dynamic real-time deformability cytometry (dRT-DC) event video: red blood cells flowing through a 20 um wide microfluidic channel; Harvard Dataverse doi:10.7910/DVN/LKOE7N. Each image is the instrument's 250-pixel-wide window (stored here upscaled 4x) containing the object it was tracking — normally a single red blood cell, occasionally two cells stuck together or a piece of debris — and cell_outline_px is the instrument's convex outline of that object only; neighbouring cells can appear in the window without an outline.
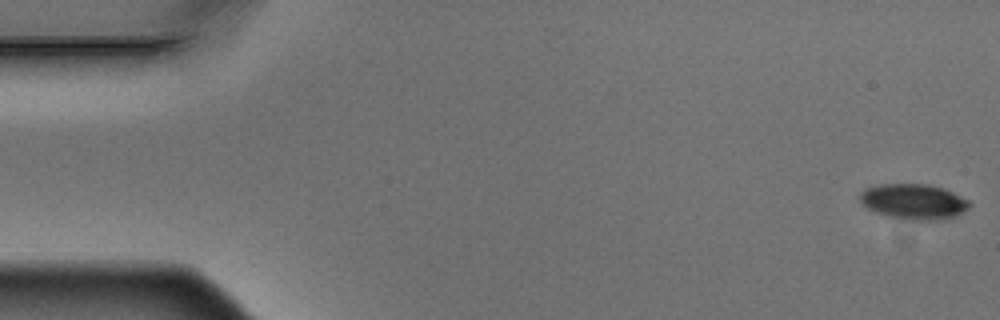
{"species": "Egyptian fruit bat (a non-hibernating species)", "species_latin": "Rousettus aegyptiacus", "temperature_condition": "warm", "stored_images_in_passage": 5, "camera_frame_rate_fps": 3000, "um_per_image_px": 0.085, "animal": {"sex": "male"}, "frame": {"image": 1, "passage_image": 1, "time_ms": 0.0, "image_size_px": [1000, 320], "cell_outline_px": [[972, 204], [964, 212], [956, 216], [936, 220], [908, 220], [888, 216], [876, 212], [868, 208], [860, 200], [860, 192], [864, 188], [880, 184], [928, 184], [944, 188], [968, 200]], "centroid_in_image_um": [77.67, 17.13], "position_along_channel_um": 7.3, "area_um2": 22.6}}
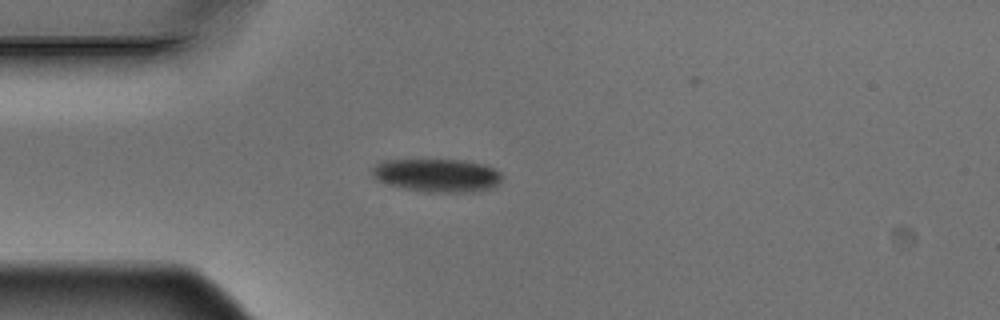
{"frame": {"image": 2, "passage_image": 5, "time_ms": 1.333, "image_size_px": [1000, 320], "cell_outline_px": [[504, 176], [492, 188], [480, 192], [428, 192], [404, 188], [388, 184], [372, 176], [372, 168], [380, 160], [464, 160], [484, 164], [500, 172]], "centroid_in_image_um": [37.18, 14.9], "position_along_channel_um": 47.8, "area_um2": 25.2}}